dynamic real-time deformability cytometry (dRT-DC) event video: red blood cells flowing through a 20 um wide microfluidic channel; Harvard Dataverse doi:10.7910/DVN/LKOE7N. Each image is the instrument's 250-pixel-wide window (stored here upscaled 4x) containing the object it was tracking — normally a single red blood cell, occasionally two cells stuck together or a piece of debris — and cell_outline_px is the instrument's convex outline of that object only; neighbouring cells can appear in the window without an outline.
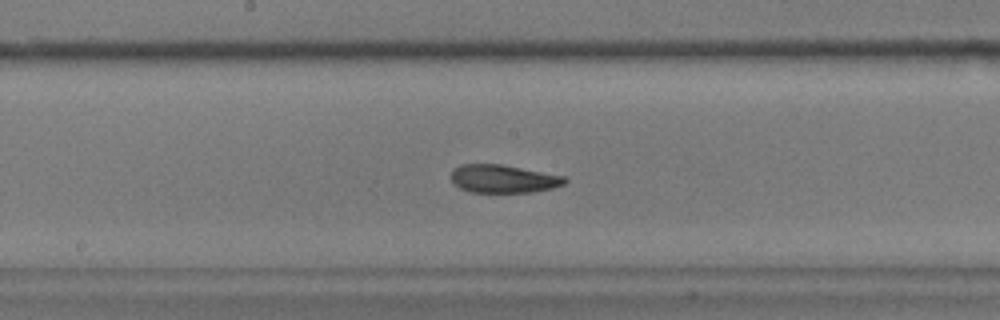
{"species": "common noctule bat (a hibernating species)", "species_latin": "Nyctalus noctula", "temperature_condition": "warm", "stored_images_in_passage": 30, "camera_frame_rate_fps": 3000, "um_per_image_px": 0.085, "animal": {"sex": "male", "body_mass_g": 17.9}, "frame": {"image": 1, "passage_image": 15, "time_ms": 4.667, "image_size_px": [1000, 320], "cell_outline_px": [[568, 180], [564, 184], [552, 188], [532, 192], [468, 192], [460, 188], [452, 180], [452, 168], [460, 164], [504, 164], [564, 176]], "centroid_in_image_um": [42.78, 15.19], "position_along_channel_um": 205.4, "area_um2": 18.67}}
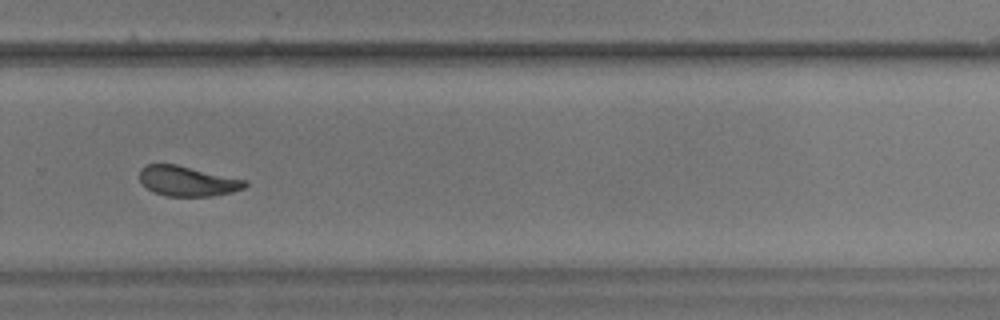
{"frame": {"image": 2, "passage_image": 24, "time_ms": 7.667, "image_size_px": [1000, 320], "cell_outline_px": [[248, 184], [244, 188], [232, 192], [212, 196], [164, 196], [148, 188], [140, 180], [140, 168], [144, 164], [176, 164], [248, 180]], "centroid_in_image_um": [15.96, 15.38], "position_along_channel_um": 313.8, "area_um2": 18.5}}
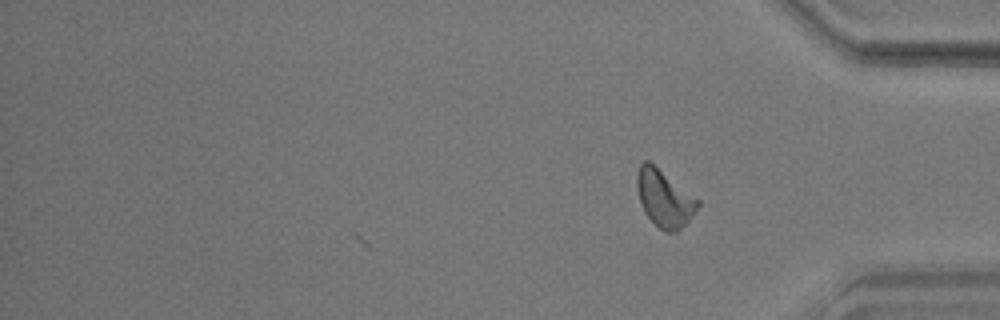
{"frame": {"image": 3, "passage_image": 30, "time_ms": 9.667, "image_size_px": [1000, 320], "cell_outline_px": [[700, 204], [692, 216], [676, 232], [664, 232], [644, 212], [640, 204], [636, 188], [636, 172], [640, 164], [644, 160], [648, 160], [700, 200]], "centroid_in_image_um": [56.44, 16.84], "position_along_channel_um": 378.8, "area_um2": 20.11}, "authors_computed_cell_mechanics": {"area_um2": 18.9295, "velocity_mm_per_s": 3.6274, "shape_relaxation_time_tau1_ms": 3.2311, "shape_relaxation_time_tau2_ms": 1.9345, "deformation_change_tau1": 0.1298, "deformation_change_tau2": 0.0674}}